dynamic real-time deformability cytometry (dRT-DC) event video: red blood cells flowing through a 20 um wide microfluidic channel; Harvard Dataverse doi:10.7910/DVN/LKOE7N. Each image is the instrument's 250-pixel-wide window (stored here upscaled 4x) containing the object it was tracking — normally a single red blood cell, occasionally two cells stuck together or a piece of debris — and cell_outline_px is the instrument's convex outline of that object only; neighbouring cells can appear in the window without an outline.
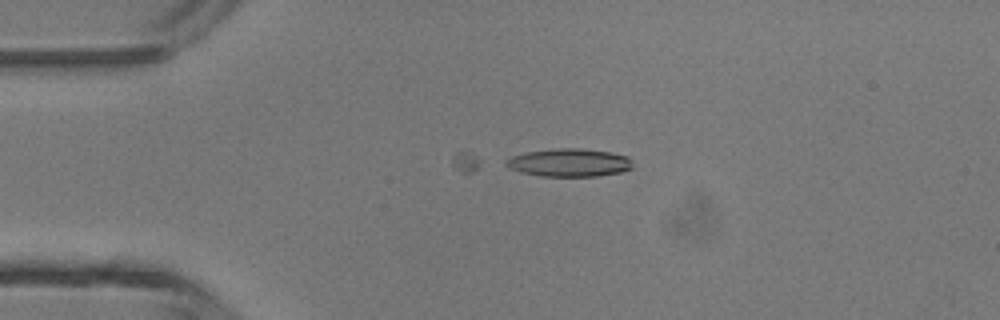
{"species": "common noctule bat (a hibernating species)", "species_latin": "Nyctalus noctula", "temperature_condition": "room temperature", "stored_images_in_passage": 14, "camera_frame_rate_fps": 3000, "um_per_image_px": 0.085, "animal": {"sex": "male", "body_mass_g": 13.3}, "frame": {"image": 1, "passage_image": 10, "time_ms": 3.0, "image_size_px": [1000, 320], "cell_outline_px": [[632, 168], [620, 172], [596, 176], [540, 176], [520, 172], [508, 168], [504, 164], [504, 160], [512, 156], [528, 152], [556, 148], [580, 148], [612, 152], [628, 156], [632, 160]], "centroid_in_image_um": [48.38, 13.82], "position_along_channel_um": 36.6, "area_um2": 20.81}}